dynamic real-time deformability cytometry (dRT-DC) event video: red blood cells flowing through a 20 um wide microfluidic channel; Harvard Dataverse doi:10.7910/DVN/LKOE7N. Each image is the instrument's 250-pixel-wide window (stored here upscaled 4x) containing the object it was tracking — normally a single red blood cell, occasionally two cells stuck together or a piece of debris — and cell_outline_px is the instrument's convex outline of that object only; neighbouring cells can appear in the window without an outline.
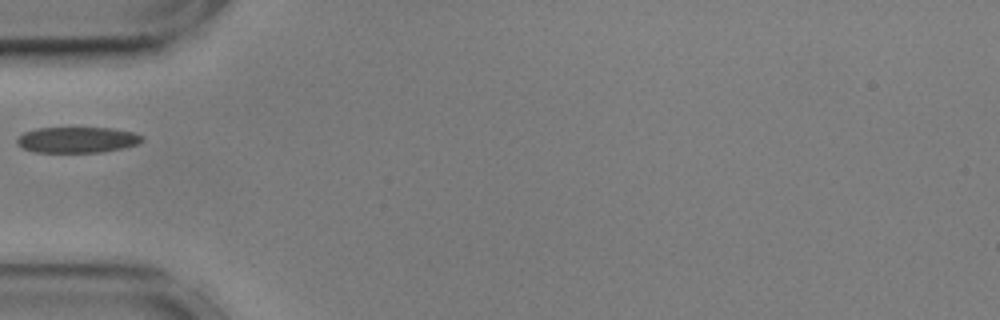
{"species": "common noctule bat (a hibernating species)", "species_latin": "Nyctalus noctula", "temperature_condition": "cold", "stored_images_in_passage": 6, "camera_frame_rate_fps": 3000, "um_per_image_px": 0.085, "animal": {"sex": "male", "body_mass_g": 17.9, "forearm_length_mm": 54.2}, "frame": {"image": 1, "passage_image": 1, "time_ms": 0.0, "image_size_px": [1000, 320], "cell_outline_px": [[144, 140], [136, 144], [124, 148], [104, 152], [36, 152], [24, 148], [16, 144], [16, 140], [24, 132], [36, 128], [112, 128], [132, 132], [144, 136]], "centroid_in_image_um": [6.58, 11.88], "position_along_channel_um": 78.4, "area_um2": 18.84}}